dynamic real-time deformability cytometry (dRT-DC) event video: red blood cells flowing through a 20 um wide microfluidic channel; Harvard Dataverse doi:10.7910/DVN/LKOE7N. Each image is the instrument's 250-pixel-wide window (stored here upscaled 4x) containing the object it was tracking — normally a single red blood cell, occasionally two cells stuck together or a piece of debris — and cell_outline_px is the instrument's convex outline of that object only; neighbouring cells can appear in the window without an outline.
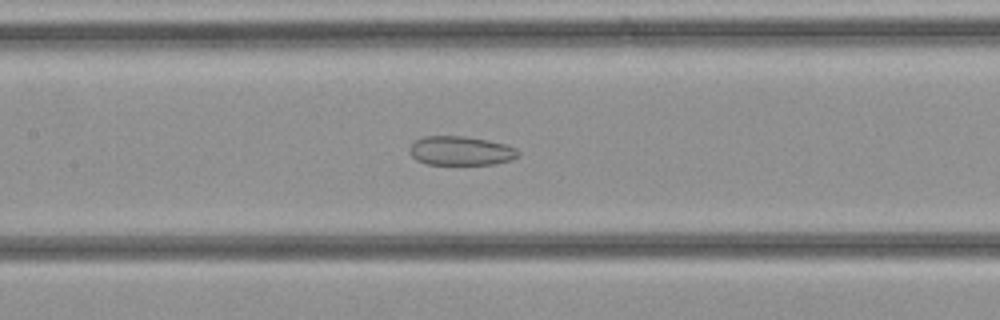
{"species": "common noctule bat (a hibernating species)", "species_latin": "Nyctalus noctula", "temperature_condition": "cold", "stored_images_in_passage": 36, "camera_frame_rate_fps": 3000, "um_per_image_px": 0.085, "animal": {"sex": "female", "body_mass_g": 21.9}, "frame": {"image": 1, "passage_image": 17, "time_ms": 5.333, "image_size_px": [1000, 320], "cell_outline_px": [[520, 156], [512, 160], [492, 164], [428, 164], [416, 160], [408, 152], [408, 148], [416, 140], [424, 136], [464, 136], [488, 140], [504, 144], [516, 148], [520, 152]], "centroid_in_image_um": [39.17, 12.82], "position_along_channel_um": 168.2, "area_um2": 18.5}}
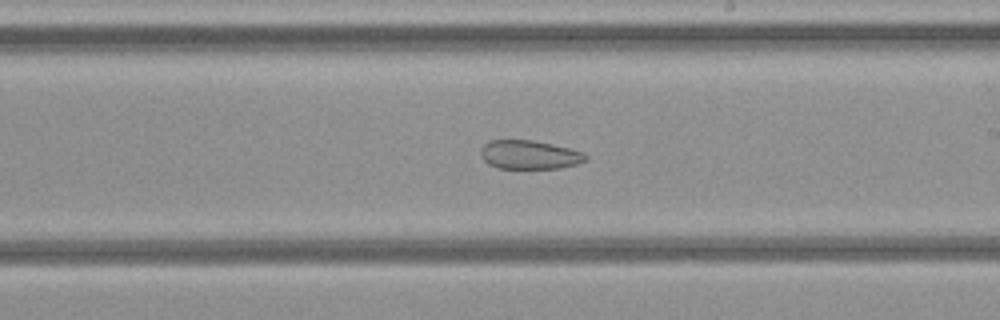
{"frame": {"image": 2, "passage_image": 21, "time_ms": 6.667, "image_size_px": [1000, 320], "cell_outline_px": [[588, 160], [576, 164], [560, 168], [496, 168], [488, 164], [480, 156], [480, 148], [488, 140], [532, 140], [552, 144], [584, 152], [588, 156]], "centroid_in_image_um": [44.98, 13.15], "position_along_channel_um": 244.0, "area_um2": 17.74}}
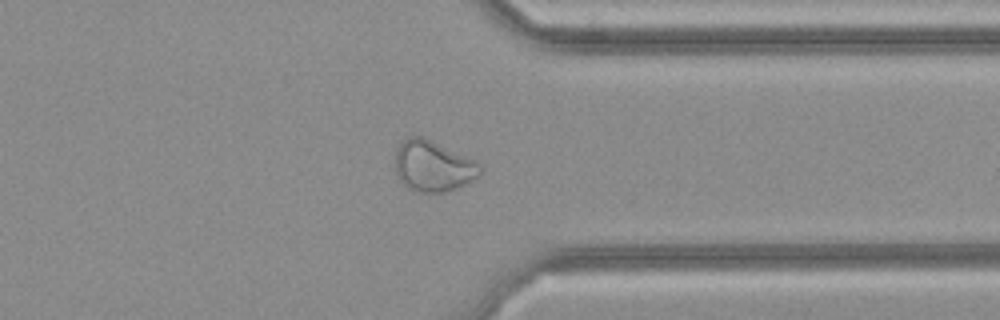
{"frame": {"image": 3, "passage_image": 28, "time_ms": 9.0, "image_size_px": [1000, 320], "cell_outline_px": [[484, 168], [480, 176], [456, 188], [444, 192], [416, 192], [408, 188], [400, 180], [396, 172], [396, 148], [408, 136], [424, 136], [476, 160]], "centroid_in_image_um": [36.84, 14.1], "position_along_channel_um": 374.6, "area_um2": 25.43}}